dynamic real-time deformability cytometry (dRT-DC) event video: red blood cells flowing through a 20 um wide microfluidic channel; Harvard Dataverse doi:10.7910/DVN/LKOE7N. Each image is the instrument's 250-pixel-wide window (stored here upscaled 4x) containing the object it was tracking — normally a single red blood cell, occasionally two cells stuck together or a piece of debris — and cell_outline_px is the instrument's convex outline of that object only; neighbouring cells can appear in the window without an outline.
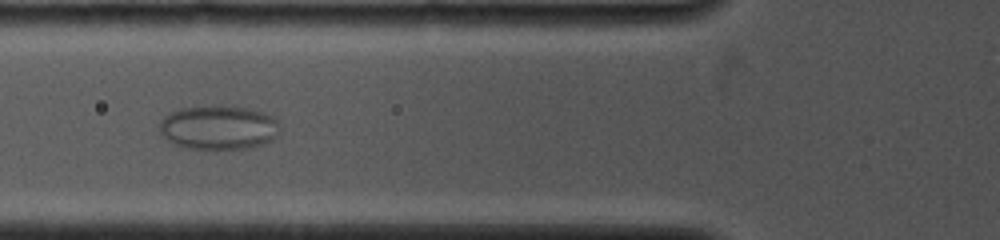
{"species": "common noctule bat (a hibernating species)", "species_latin": "Nyctalus noctula", "temperature_condition": "cold", "stored_images_in_passage": 9, "camera_frame_rate_fps": 4000, "um_per_image_px": 0.085, "animal": {"sex": "female", "body_mass_g": 19.0, "forearm_length_mm": 53.3}, "frame": {"image": 1, "passage_image": 6, "time_ms": 5.25, "image_size_px": [1000, 240], "cell_outline_px": [[280, 132], [272, 140], [264, 144], [244, 148], [212, 152], [184, 148], [172, 144], [160, 132], [160, 120], [164, 116], [180, 108], [204, 104], [248, 108], [264, 112], [272, 116], [276, 120], [280, 128]], "centroid_in_image_um": [18.56, 10.86], "position_along_channel_um": 107.2, "area_um2": 32.08}}